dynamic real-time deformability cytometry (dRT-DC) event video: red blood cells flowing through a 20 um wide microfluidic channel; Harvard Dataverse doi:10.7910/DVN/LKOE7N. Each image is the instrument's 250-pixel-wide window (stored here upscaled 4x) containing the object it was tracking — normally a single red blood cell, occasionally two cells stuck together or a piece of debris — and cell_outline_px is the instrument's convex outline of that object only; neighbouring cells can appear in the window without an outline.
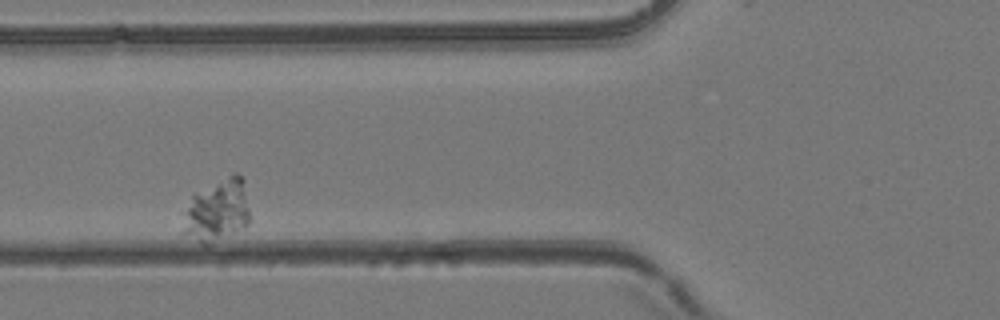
{"species": "common noctule bat (a hibernating species)", "species_latin": "Nyctalus noctula", "temperature_condition": "room temperature", "stored_images_in_passage": 3, "camera_frame_rate_fps": 3000, "um_per_image_px": 0.085, "animal": {"sex": "female", "body_mass_g": 24.6, "forearm_length_mm": 56.2}, "frame": {"image": 1, "passage_image": 2, "time_ms": 0.333, "image_size_px": [1000, 320], "cell_outline_px": [[248, 224], [244, 228], [212, 244], [204, 244], [180, 232], [192, 196], [232, 172], [236, 172], [244, 180], [248, 208]], "centroid_in_image_um": [18.48, 17.91], "position_along_channel_um": 107.3, "area_um2": 23.99}}